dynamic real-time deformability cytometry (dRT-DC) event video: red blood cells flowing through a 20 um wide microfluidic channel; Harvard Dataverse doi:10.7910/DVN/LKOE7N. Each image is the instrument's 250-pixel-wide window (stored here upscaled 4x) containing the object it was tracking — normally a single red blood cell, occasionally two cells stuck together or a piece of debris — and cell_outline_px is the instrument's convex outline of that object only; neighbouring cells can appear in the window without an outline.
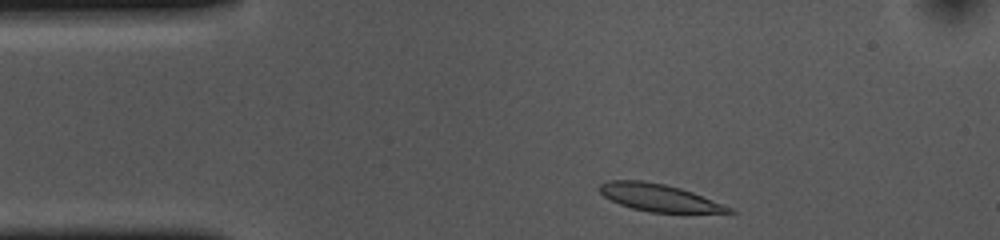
{"species": "common noctule bat (a hibernating species)", "species_latin": "Nyctalus noctula", "temperature_condition": "cold", "stored_images_in_passage": 36, "camera_frame_rate_fps": 3000, "um_per_image_px": 0.085, "animal": {"sex": "female", "body_mass_g": 10.0, "forearm_length_mm": 53.1}, "frame": {"image": 1, "passage_image": 2, "time_ms": 0.333, "image_size_px": [1000, 240], "cell_outline_px": [[740, 212], [652, 212], [632, 208], [620, 204], [604, 196], [596, 188], [600, 184], [608, 180], [640, 180], [664, 184], [680, 188], [692, 192], [732, 208]], "centroid_in_image_um": [55.96, 16.78], "position_along_channel_um": 29.0, "area_um2": 20.23}}
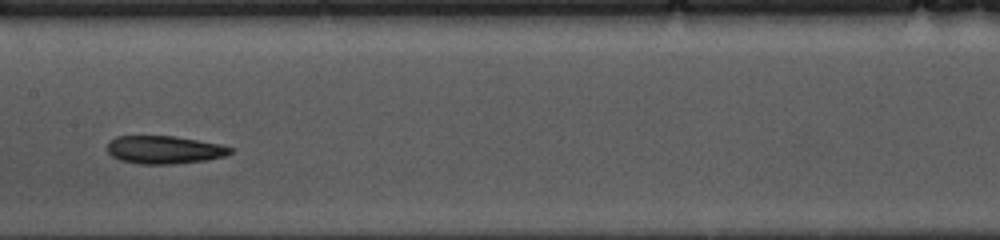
{"frame": {"image": 2, "passage_image": 19, "time_ms": 6.0, "image_size_px": [1000, 240], "cell_outline_px": [[232, 152], [224, 156], [208, 160], [172, 164], [140, 164], [120, 160], [112, 156], [108, 152], [108, 140], [116, 136], [176, 136], [220, 144], [232, 148]], "centroid_in_image_um": [13.95, 12.73], "position_along_channel_um": 193.4, "area_um2": 20.11}}
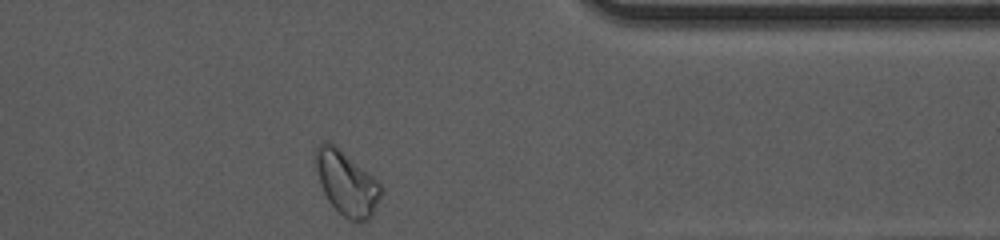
{"frame": {"image": 3, "passage_image": 36, "time_ms": 11.667, "image_size_px": [1000, 240], "cell_outline_px": [[380, 196], [372, 216], [364, 220], [352, 220], [344, 216], [328, 200], [320, 184], [312, 164], [312, 156], [316, 148], [324, 140], [328, 140], [340, 148], [368, 172], [380, 184]], "centroid_in_image_um": [29.37, 15.48], "position_along_channel_um": 382.0, "area_um2": 24.33}, "authors_computed_cell_mechanics": {"area_um2": 20.4612, "velocity_mm_per_s": 3.6208, "shape_relaxation_time_tau1_ms": 9.5675, "shape_relaxation_time_tau2_ms": null, "deformation_change_tau1": 0.1962, "deformation_change_tau2": null}}